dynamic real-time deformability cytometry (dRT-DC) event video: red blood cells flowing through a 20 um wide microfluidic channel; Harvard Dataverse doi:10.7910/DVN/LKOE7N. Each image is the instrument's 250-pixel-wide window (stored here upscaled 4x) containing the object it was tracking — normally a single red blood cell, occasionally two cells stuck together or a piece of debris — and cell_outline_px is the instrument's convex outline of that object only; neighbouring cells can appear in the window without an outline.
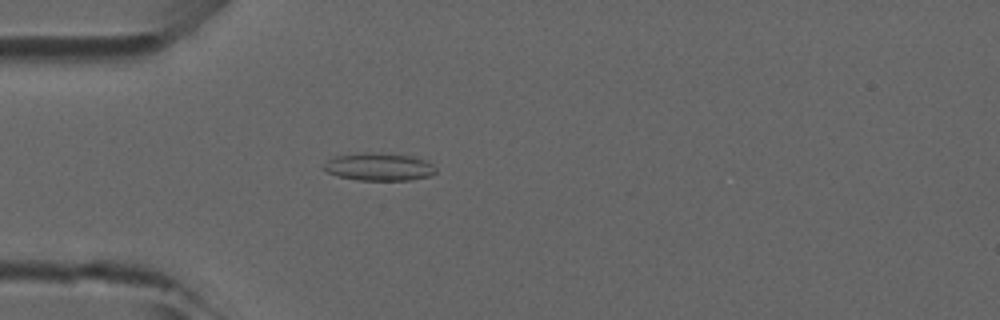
{"species": "common noctule bat (a hibernating species)", "species_latin": "Nyctalus noctula", "temperature_condition": "room temperature", "stored_images_in_passage": 35, "camera_frame_rate_fps": 3000, "um_per_image_px": 0.085, "animal": {"sex": "male", "forearm_length_mm": 52.5}, "frame": {"image": 1, "passage_image": 2, "time_ms": 0.333, "image_size_px": [1000, 320], "cell_outline_px": [[436, 172], [428, 176], [412, 180], [360, 180], [336, 176], [328, 172], [324, 168], [324, 164], [328, 160], [336, 156], [364, 152], [380, 152], [416, 156], [428, 160], [436, 168]], "centroid_in_image_um": [32.26, 14.16], "position_along_channel_um": 52.7, "area_um2": 18.32}}
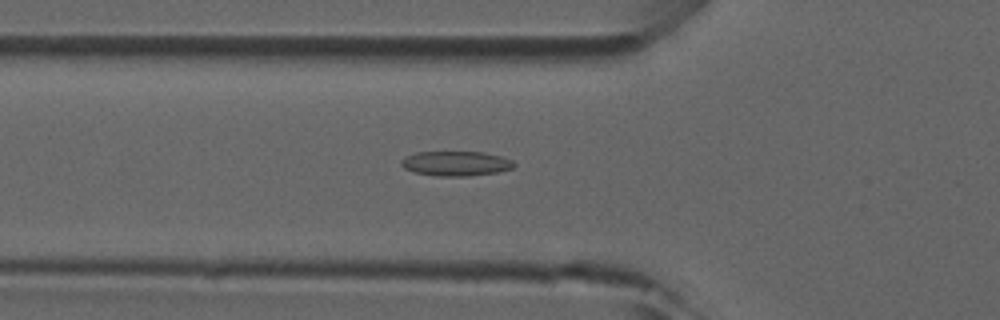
{"frame": {"image": 2, "passage_image": 5, "time_ms": 1.333, "image_size_px": [1000, 320], "cell_outline_px": [[516, 164], [512, 168], [496, 172], [468, 176], [436, 176], [412, 172], [404, 168], [400, 164], [400, 160], [404, 156], [416, 152], [484, 152], [500, 156], [512, 160]], "centroid_in_image_um": [38.7, 13.89], "position_along_channel_um": 87.1, "area_um2": 16.36}}
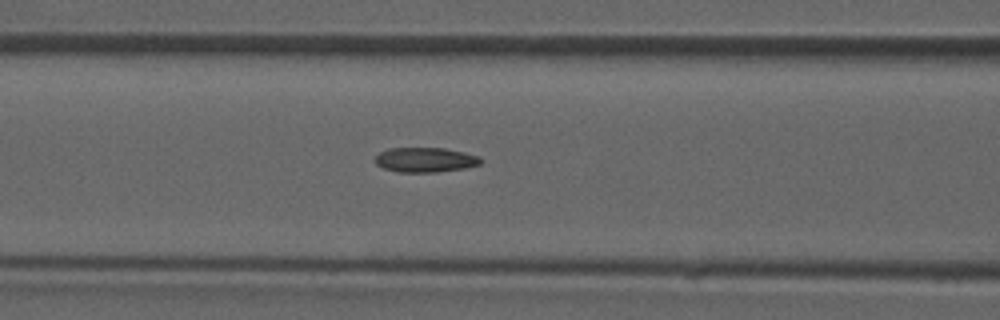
{"frame": {"image": 3, "passage_image": 8, "time_ms": 2.333, "image_size_px": [1000, 320], "cell_outline_px": [[484, 160], [480, 164], [464, 168], [436, 172], [396, 172], [384, 168], [376, 164], [372, 160], [380, 152], [388, 148], [444, 148], [464, 152], [480, 156]], "centroid_in_image_um": [36.14, 13.58], "position_along_channel_um": 130.5, "area_um2": 15.37}}